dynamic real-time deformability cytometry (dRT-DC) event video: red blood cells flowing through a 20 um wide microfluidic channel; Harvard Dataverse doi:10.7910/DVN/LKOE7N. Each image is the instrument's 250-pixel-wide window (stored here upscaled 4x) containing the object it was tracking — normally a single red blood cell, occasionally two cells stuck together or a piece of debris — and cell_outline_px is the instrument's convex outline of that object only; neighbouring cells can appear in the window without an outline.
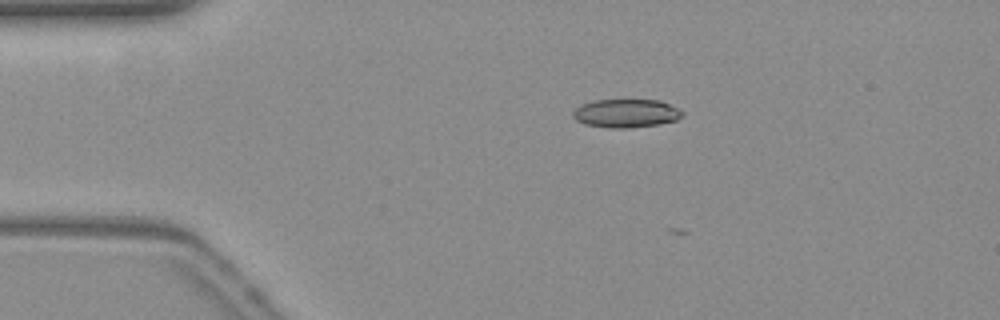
{"species": "common noctule bat (a hibernating species)", "species_latin": "Nyctalus noctula", "temperature_condition": "warm", "stored_images_in_passage": 3, "camera_frame_rate_fps": 3000, "um_per_image_px": 0.085, "animal": {"sex": "female", "body_mass_g": 19.3, "forearm_length_mm": 54.1}, "frame": {"image": 1, "passage_image": 2, "time_ms": 0.333, "image_size_px": [1000, 320], "cell_outline_px": [[684, 112], [676, 120], [656, 124], [628, 128], [612, 128], [584, 124], [576, 120], [572, 116], [572, 112], [580, 104], [592, 100], [660, 100]], "centroid_in_image_um": [53.15, 9.62], "position_along_channel_um": 31.9, "area_um2": 17.98}}